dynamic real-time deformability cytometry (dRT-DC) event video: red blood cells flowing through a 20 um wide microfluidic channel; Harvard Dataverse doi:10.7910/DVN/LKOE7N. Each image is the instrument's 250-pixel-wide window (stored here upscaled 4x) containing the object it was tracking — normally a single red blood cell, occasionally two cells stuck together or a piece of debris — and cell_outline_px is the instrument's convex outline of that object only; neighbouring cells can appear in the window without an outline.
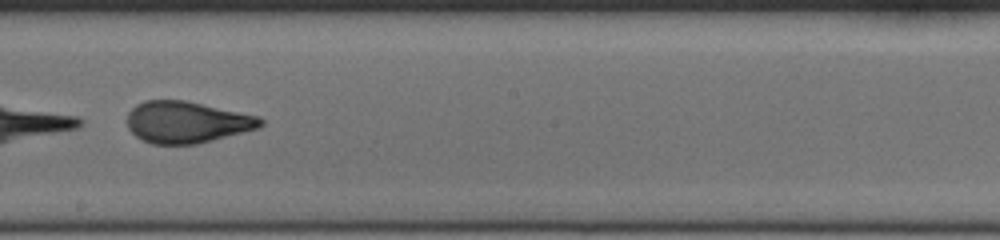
{"species": "human", "species_latin": "Homo sapiens", "temperature_condition": "cold", "stored_images_in_passage": 55, "segment_of_instrument_passage": [2, 2], "camera_frame_rate_fps": 3000, "um_per_image_px": 0.085, "donor": {"sex": "female"}, "frame": {"image": 1, "passage_image": 32, "time_ms": 10.333, "image_size_px": [1000, 240], "cell_outline_px": [[264, 124], [260, 128], [196, 144], [152, 144], [136, 136], [128, 128], [128, 112], [136, 104], [144, 100], [184, 100], [260, 116], [264, 120]], "centroid_in_image_um": [15.9, 10.38], "position_along_channel_um": 232.3, "area_um2": 32.37}}
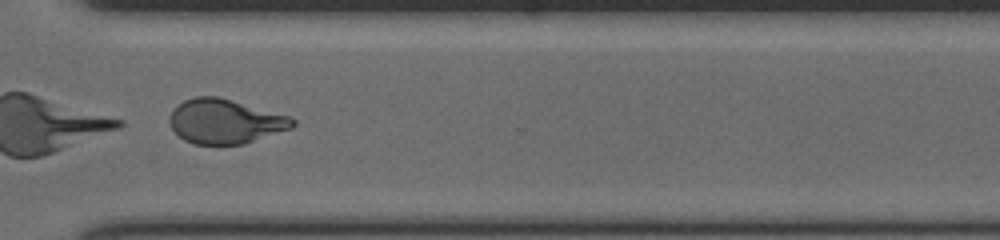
{"frame": {"image": 2, "passage_image": 42, "time_ms": 13.667, "image_size_px": [1000, 240], "cell_outline_px": [[296, 124], [292, 128], [244, 144], [196, 144], [184, 140], [172, 128], [168, 120], [172, 112], [184, 100], [196, 96], [216, 96], [292, 116], [296, 120]], "centroid_in_image_um": [19.18, 10.32], "position_along_channel_um": 351.4, "area_um2": 31.73}}